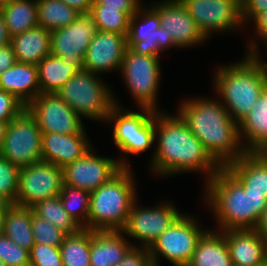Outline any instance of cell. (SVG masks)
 <instances>
[{
    "label": "cell",
    "instance_id": "obj_49",
    "mask_svg": "<svg viewBox=\"0 0 267 266\" xmlns=\"http://www.w3.org/2000/svg\"><path fill=\"white\" fill-rule=\"evenodd\" d=\"M9 206H0V236L4 235L5 217Z\"/></svg>",
    "mask_w": 267,
    "mask_h": 266
},
{
    "label": "cell",
    "instance_id": "obj_18",
    "mask_svg": "<svg viewBox=\"0 0 267 266\" xmlns=\"http://www.w3.org/2000/svg\"><path fill=\"white\" fill-rule=\"evenodd\" d=\"M148 3L158 12L161 27L171 35L177 48L185 50L209 44L180 0H150Z\"/></svg>",
    "mask_w": 267,
    "mask_h": 266
},
{
    "label": "cell",
    "instance_id": "obj_6",
    "mask_svg": "<svg viewBox=\"0 0 267 266\" xmlns=\"http://www.w3.org/2000/svg\"><path fill=\"white\" fill-rule=\"evenodd\" d=\"M116 93L113 92L115 106L108 115L106 125L112 129L111 140L114 146L117 147L118 152H122L117 159L122 167L131 168L130 155L138 157L153 149L148 161L150 163L155 152V148L152 147H155V114L157 112L149 108H134V110L125 108Z\"/></svg>",
    "mask_w": 267,
    "mask_h": 266
},
{
    "label": "cell",
    "instance_id": "obj_43",
    "mask_svg": "<svg viewBox=\"0 0 267 266\" xmlns=\"http://www.w3.org/2000/svg\"><path fill=\"white\" fill-rule=\"evenodd\" d=\"M142 0H93L92 6H105V8H118L130 18L137 13L144 4Z\"/></svg>",
    "mask_w": 267,
    "mask_h": 266
},
{
    "label": "cell",
    "instance_id": "obj_1",
    "mask_svg": "<svg viewBox=\"0 0 267 266\" xmlns=\"http://www.w3.org/2000/svg\"><path fill=\"white\" fill-rule=\"evenodd\" d=\"M169 112L155 114V152L148 170L160 179L174 178L181 173H199L204 176L202 183L205 184L221 166L181 117L176 112Z\"/></svg>",
    "mask_w": 267,
    "mask_h": 266
},
{
    "label": "cell",
    "instance_id": "obj_19",
    "mask_svg": "<svg viewBox=\"0 0 267 266\" xmlns=\"http://www.w3.org/2000/svg\"><path fill=\"white\" fill-rule=\"evenodd\" d=\"M127 47L126 36L98 30L87 48L84 69L100 76L119 73Z\"/></svg>",
    "mask_w": 267,
    "mask_h": 266
},
{
    "label": "cell",
    "instance_id": "obj_50",
    "mask_svg": "<svg viewBox=\"0 0 267 266\" xmlns=\"http://www.w3.org/2000/svg\"><path fill=\"white\" fill-rule=\"evenodd\" d=\"M8 122L0 121V148L2 147Z\"/></svg>",
    "mask_w": 267,
    "mask_h": 266
},
{
    "label": "cell",
    "instance_id": "obj_41",
    "mask_svg": "<svg viewBox=\"0 0 267 266\" xmlns=\"http://www.w3.org/2000/svg\"><path fill=\"white\" fill-rule=\"evenodd\" d=\"M25 108L26 106L15 96L0 89V121L10 122Z\"/></svg>",
    "mask_w": 267,
    "mask_h": 266
},
{
    "label": "cell",
    "instance_id": "obj_27",
    "mask_svg": "<svg viewBox=\"0 0 267 266\" xmlns=\"http://www.w3.org/2000/svg\"><path fill=\"white\" fill-rule=\"evenodd\" d=\"M186 266H233L225 236L220 231L208 229L197 242Z\"/></svg>",
    "mask_w": 267,
    "mask_h": 266
},
{
    "label": "cell",
    "instance_id": "obj_36",
    "mask_svg": "<svg viewBox=\"0 0 267 266\" xmlns=\"http://www.w3.org/2000/svg\"><path fill=\"white\" fill-rule=\"evenodd\" d=\"M20 168L0 155V196L15 204L19 187Z\"/></svg>",
    "mask_w": 267,
    "mask_h": 266
},
{
    "label": "cell",
    "instance_id": "obj_12",
    "mask_svg": "<svg viewBox=\"0 0 267 266\" xmlns=\"http://www.w3.org/2000/svg\"><path fill=\"white\" fill-rule=\"evenodd\" d=\"M180 1L208 41L214 34L220 36L237 30L247 32L241 18V0Z\"/></svg>",
    "mask_w": 267,
    "mask_h": 266
},
{
    "label": "cell",
    "instance_id": "obj_29",
    "mask_svg": "<svg viewBox=\"0 0 267 266\" xmlns=\"http://www.w3.org/2000/svg\"><path fill=\"white\" fill-rule=\"evenodd\" d=\"M37 67L41 93H56L78 71L73 66H65L61 57L51 53Z\"/></svg>",
    "mask_w": 267,
    "mask_h": 266
},
{
    "label": "cell",
    "instance_id": "obj_21",
    "mask_svg": "<svg viewBox=\"0 0 267 266\" xmlns=\"http://www.w3.org/2000/svg\"><path fill=\"white\" fill-rule=\"evenodd\" d=\"M233 266H267V242L254 229L220 231Z\"/></svg>",
    "mask_w": 267,
    "mask_h": 266
},
{
    "label": "cell",
    "instance_id": "obj_20",
    "mask_svg": "<svg viewBox=\"0 0 267 266\" xmlns=\"http://www.w3.org/2000/svg\"><path fill=\"white\" fill-rule=\"evenodd\" d=\"M87 128L78 134L42 133V161L62 169L92 148Z\"/></svg>",
    "mask_w": 267,
    "mask_h": 266
},
{
    "label": "cell",
    "instance_id": "obj_52",
    "mask_svg": "<svg viewBox=\"0 0 267 266\" xmlns=\"http://www.w3.org/2000/svg\"><path fill=\"white\" fill-rule=\"evenodd\" d=\"M11 203L6 202L1 196H0V206H10Z\"/></svg>",
    "mask_w": 267,
    "mask_h": 266
},
{
    "label": "cell",
    "instance_id": "obj_51",
    "mask_svg": "<svg viewBox=\"0 0 267 266\" xmlns=\"http://www.w3.org/2000/svg\"><path fill=\"white\" fill-rule=\"evenodd\" d=\"M14 0H0V8L3 6L8 5L9 3L13 2Z\"/></svg>",
    "mask_w": 267,
    "mask_h": 266
},
{
    "label": "cell",
    "instance_id": "obj_38",
    "mask_svg": "<svg viewBox=\"0 0 267 266\" xmlns=\"http://www.w3.org/2000/svg\"><path fill=\"white\" fill-rule=\"evenodd\" d=\"M252 23V24H251ZM253 28H251V26ZM247 30H253L252 36L250 34L248 40H246L245 54L249 55H259L262 54L259 43L263 44L264 47L267 46V10L257 14L245 27ZM251 28V29H248ZM254 33V34H253ZM251 37V38H250ZM261 41V42H260Z\"/></svg>",
    "mask_w": 267,
    "mask_h": 266
},
{
    "label": "cell",
    "instance_id": "obj_24",
    "mask_svg": "<svg viewBox=\"0 0 267 266\" xmlns=\"http://www.w3.org/2000/svg\"><path fill=\"white\" fill-rule=\"evenodd\" d=\"M0 89L27 106L41 94L37 65L17 61L0 75Z\"/></svg>",
    "mask_w": 267,
    "mask_h": 266
},
{
    "label": "cell",
    "instance_id": "obj_26",
    "mask_svg": "<svg viewBox=\"0 0 267 266\" xmlns=\"http://www.w3.org/2000/svg\"><path fill=\"white\" fill-rule=\"evenodd\" d=\"M51 32L42 26H36L11 38L16 60L38 65L50 53Z\"/></svg>",
    "mask_w": 267,
    "mask_h": 266
},
{
    "label": "cell",
    "instance_id": "obj_8",
    "mask_svg": "<svg viewBox=\"0 0 267 266\" xmlns=\"http://www.w3.org/2000/svg\"><path fill=\"white\" fill-rule=\"evenodd\" d=\"M158 56H140L128 47L119 74L125 83L126 91L138 108H149L156 112H166L158 104L162 68Z\"/></svg>",
    "mask_w": 267,
    "mask_h": 266
},
{
    "label": "cell",
    "instance_id": "obj_16",
    "mask_svg": "<svg viewBox=\"0 0 267 266\" xmlns=\"http://www.w3.org/2000/svg\"><path fill=\"white\" fill-rule=\"evenodd\" d=\"M42 133L78 134L85 123L56 93H41L27 106Z\"/></svg>",
    "mask_w": 267,
    "mask_h": 266
},
{
    "label": "cell",
    "instance_id": "obj_10",
    "mask_svg": "<svg viewBox=\"0 0 267 266\" xmlns=\"http://www.w3.org/2000/svg\"><path fill=\"white\" fill-rule=\"evenodd\" d=\"M155 203L153 206L145 207L137 199L131 207L122 232L127 238L129 237L128 240L130 238L135 240L134 243L131 242L132 246L149 249L155 240L184 213L171 199H162Z\"/></svg>",
    "mask_w": 267,
    "mask_h": 266
},
{
    "label": "cell",
    "instance_id": "obj_14",
    "mask_svg": "<svg viewBox=\"0 0 267 266\" xmlns=\"http://www.w3.org/2000/svg\"><path fill=\"white\" fill-rule=\"evenodd\" d=\"M64 183L63 169L40 161L20 168L15 204L32 208L37 203L59 196Z\"/></svg>",
    "mask_w": 267,
    "mask_h": 266
},
{
    "label": "cell",
    "instance_id": "obj_40",
    "mask_svg": "<svg viewBox=\"0 0 267 266\" xmlns=\"http://www.w3.org/2000/svg\"><path fill=\"white\" fill-rule=\"evenodd\" d=\"M29 256L30 266H63L59 247L35 243Z\"/></svg>",
    "mask_w": 267,
    "mask_h": 266
},
{
    "label": "cell",
    "instance_id": "obj_30",
    "mask_svg": "<svg viewBox=\"0 0 267 266\" xmlns=\"http://www.w3.org/2000/svg\"><path fill=\"white\" fill-rule=\"evenodd\" d=\"M0 12L11 37L38 26L36 0H14L0 8Z\"/></svg>",
    "mask_w": 267,
    "mask_h": 266
},
{
    "label": "cell",
    "instance_id": "obj_17",
    "mask_svg": "<svg viewBox=\"0 0 267 266\" xmlns=\"http://www.w3.org/2000/svg\"><path fill=\"white\" fill-rule=\"evenodd\" d=\"M122 168L116 156L100 155L96 147L92 146L81 158L63 168L64 184L91 193Z\"/></svg>",
    "mask_w": 267,
    "mask_h": 266
},
{
    "label": "cell",
    "instance_id": "obj_3",
    "mask_svg": "<svg viewBox=\"0 0 267 266\" xmlns=\"http://www.w3.org/2000/svg\"><path fill=\"white\" fill-rule=\"evenodd\" d=\"M202 188L204 206L213 214V229L217 231L255 229L267 206L266 195L247 193L226 167H221Z\"/></svg>",
    "mask_w": 267,
    "mask_h": 266
},
{
    "label": "cell",
    "instance_id": "obj_22",
    "mask_svg": "<svg viewBox=\"0 0 267 266\" xmlns=\"http://www.w3.org/2000/svg\"><path fill=\"white\" fill-rule=\"evenodd\" d=\"M238 126L246 152H267V78L259 99Z\"/></svg>",
    "mask_w": 267,
    "mask_h": 266
},
{
    "label": "cell",
    "instance_id": "obj_42",
    "mask_svg": "<svg viewBox=\"0 0 267 266\" xmlns=\"http://www.w3.org/2000/svg\"><path fill=\"white\" fill-rule=\"evenodd\" d=\"M117 266H154L148 248L132 246Z\"/></svg>",
    "mask_w": 267,
    "mask_h": 266
},
{
    "label": "cell",
    "instance_id": "obj_34",
    "mask_svg": "<svg viewBox=\"0 0 267 266\" xmlns=\"http://www.w3.org/2000/svg\"><path fill=\"white\" fill-rule=\"evenodd\" d=\"M59 198L67 213L82 228L88 229L90 193L63 183Z\"/></svg>",
    "mask_w": 267,
    "mask_h": 266
},
{
    "label": "cell",
    "instance_id": "obj_45",
    "mask_svg": "<svg viewBox=\"0 0 267 266\" xmlns=\"http://www.w3.org/2000/svg\"><path fill=\"white\" fill-rule=\"evenodd\" d=\"M17 62L12 44L0 47V75Z\"/></svg>",
    "mask_w": 267,
    "mask_h": 266
},
{
    "label": "cell",
    "instance_id": "obj_47",
    "mask_svg": "<svg viewBox=\"0 0 267 266\" xmlns=\"http://www.w3.org/2000/svg\"><path fill=\"white\" fill-rule=\"evenodd\" d=\"M254 230L267 242V206L263 210Z\"/></svg>",
    "mask_w": 267,
    "mask_h": 266
},
{
    "label": "cell",
    "instance_id": "obj_48",
    "mask_svg": "<svg viewBox=\"0 0 267 266\" xmlns=\"http://www.w3.org/2000/svg\"><path fill=\"white\" fill-rule=\"evenodd\" d=\"M11 38L12 37L10 36V33L8 31L5 19L0 12V47L10 44Z\"/></svg>",
    "mask_w": 267,
    "mask_h": 266
},
{
    "label": "cell",
    "instance_id": "obj_4",
    "mask_svg": "<svg viewBox=\"0 0 267 266\" xmlns=\"http://www.w3.org/2000/svg\"><path fill=\"white\" fill-rule=\"evenodd\" d=\"M263 55L244 54L234 63L217 64L212 72V89L239 124L260 97L267 78Z\"/></svg>",
    "mask_w": 267,
    "mask_h": 266
},
{
    "label": "cell",
    "instance_id": "obj_9",
    "mask_svg": "<svg viewBox=\"0 0 267 266\" xmlns=\"http://www.w3.org/2000/svg\"><path fill=\"white\" fill-rule=\"evenodd\" d=\"M200 218L183 213L149 248L154 266H161L162 259L172 266H186L195 251L196 244L209 229Z\"/></svg>",
    "mask_w": 267,
    "mask_h": 266
},
{
    "label": "cell",
    "instance_id": "obj_5",
    "mask_svg": "<svg viewBox=\"0 0 267 266\" xmlns=\"http://www.w3.org/2000/svg\"><path fill=\"white\" fill-rule=\"evenodd\" d=\"M133 168H122L109 181L90 193L88 229L122 231L131 207L138 199V180ZM137 183V184H136Z\"/></svg>",
    "mask_w": 267,
    "mask_h": 266
},
{
    "label": "cell",
    "instance_id": "obj_53",
    "mask_svg": "<svg viewBox=\"0 0 267 266\" xmlns=\"http://www.w3.org/2000/svg\"><path fill=\"white\" fill-rule=\"evenodd\" d=\"M0 266H6L3 261L0 260Z\"/></svg>",
    "mask_w": 267,
    "mask_h": 266
},
{
    "label": "cell",
    "instance_id": "obj_11",
    "mask_svg": "<svg viewBox=\"0 0 267 266\" xmlns=\"http://www.w3.org/2000/svg\"><path fill=\"white\" fill-rule=\"evenodd\" d=\"M42 132L25 108L8 122L0 155L19 168L42 161Z\"/></svg>",
    "mask_w": 267,
    "mask_h": 266
},
{
    "label": "cell",
    "instance_id": "obj_33",
    "mask_svg": "<svg viewBox=\"0 0 267 266\" xmlns=\"http://www.w3.org/2000/svg\"><path fill=\"white\" fill-rule=\"evenodd\" d=\"M32 210L35 215L53 224L67 235L75 234L82 228L64 209L59 196L37 203Z\"/></svg>",
    "mask_w": 267,
    "mask_h": 266
},
{
    "label": "cell",
    "instance_id": "obj_13",
    "mask_svg": "<svg viewBox=\"0 0 267 266\" xmlns=\"http://www.w3.org/2000/svg\"><path fill=\"white\" fill-rule=\"evenodd\" d=\"M128 48L140 56H158L176 49L171 35L161 27L158 12L144 3L129 20L126 36Z\"/></svg>",
    "mask_w": 267,
    "mask_h": 266
},
{
    "label": "cell",
    "instance_id": "obj_2",
    "mask_svg": "<svg viewBox=\"0 0 267 266\" xmlns=\"http://www.w3.org/2000/svg\"><path fill=\"white\" fill-rule=\"evenodd\" d=\"M192 96L178 101L176 112L206 151L221 166L242 157L246 151L241 143L238 124L229 116L220 99Z\"/></svg>",
    "mask_w": 267,
    "mask_h": 266
},
{
    "label": "cell",
    "instance_id": "obj_37",
    "mask_svg": "<svg viewBox=\"0 0 267 266\" xmlns=\"http://www.w3.org/2000/svg\"><path fill=\"white\" fill-rule=\"evenodd\" d=\"M31 228L35 243L45 244L47 246L60 247L67 236L66 233L34 213L32 214Z\"/></svg>",
    "mask_w": 267,
    "mask_h": 266
},
{
    "label": "cell",
    "instance_id": "obj_35",
    "mask_svg": "<svg viewBox=\"0 0 267 266\" xmlns=\"http://www.w3.org/2000/svg\"><path fill=\"white\" fill-rule=\"evenodd\" d=\"M89 15L99 31H109L127 36L130 17L118 8L91 6Z\"/></svg>",
    "mask_w": 267,
    "mask_h": 266
},
{
    "label": "cell",
    "instance_id": "obj_7",
    "mask_svg": "<svg viewBox=\"0 0 267 266\" xmlns=\"http://www.w3.org/2000/svg\"><path fill=\"white\" fill-rule=\"evenodd\" d=\"M114 90L100 75L83 69L77 71L56 94L82 119L106 124L115 106Z\"/></svg>",
    "mask_w": 267,
    "mask_h": 266
},
{
    "label": "cell",
    "instance_id": "obj_25",
    "mask_svg": "<svg viewBox=\"0 0 267 266\" xmlns=\"http://www.w3.org/2000/svg\"><path fill=\"white\" fill-rule=\"evenodd\" d=\"M132 247L122 231H92L90 266H117Z\"/></svg>",
    "mask_w": 267,
    "mask_h": 266
},
{
    "label": "cell",
    "instance_id": "obj_28",
    "mask_svg": "<svg viewBox=\"0 0 267 266\" xmlns=\"http://www.w3.org/2000/svg\"><path fill=\"white\" fill-rule=\"evenodd\" d=\"M32 208L11 204L5 217L4 235L30 252L35 244L31 228Z\"/></svg>",
    "mask_w": 267,
    "mask_h": 266
},
{
    "label": "cell",
    "instance_id": "obj_23",
    "mask_svg": "<svg viewBox=\"0 0 267 266\" xmlns=\"http://www.w3.org/2000/svg\"><path fill=\"white\" fill-rule=\"evenodd\" d=\"M249 194L266 195L267 152H246L239 159L225 166Z\"/></svg>",
    "mask_w": 267,
    "mask_h": 266
},
{
    "label": "cell",
    "instance_id": "obj_15",
    "mask_svg": "<svg viewBox=\"0 0 267 266\" xmlns=\"http://www.w3.org/2000/svg\"><path fill=\"white\" fill-rule=\"evenodd\" d=\"M97 31L89 14H79L70 25L51 32V54L61 57L65 66L83 70L87 48Z\"/></svg>",
    "mask_w": 267,
    "mask_h": 266
},
{
    "label": "cell",
    "instance_id": "obj_39",
    "mask_svg": "<svg viewBox=\"0 0 267 266\" xmlns=\"http://www.w3.org/2000/svg\"><path fill=\"white\" fill-rule=\"evenodd\" d=\"M0 260L6 266H30L29 251L16 245L5 235L0 236Z\"/></svg>",
    "mask_w": 267,
    "mask_h": 266
},
{
    "label": "cell",
    "instance_id": "obj_44",
    "mask_svg": "<svg viewBox=\"0 0 267 266\" xmlns=\"http://www.w3.org/2000/svg\"><path fill=\"white\" fill-rule=\"evenodd\" d=\"M267 10V0H241V18L244 26L259 13Z\"/></svg>",
    "mask_w": 267,
    "mask_h": 266
},
{
    "label": "cell",
    "instance_id": "obj_31",
    "mask_svg": "<svg viewBox=\"0 0 267 266\" xmlns=\"http://www.w3.org/2000/svg\"><path fill=\"white\" fill-rule=\"evenodd\" d=\"M38 26L50 32L70 25L79 13L60 0H36Z\"/></svg>",
    "mask_w": 267,
    "mask_h": 266
},
{
    "label": "cell",
    "instance_id": "obj_32",
    "mask_svg": "<svg viewBox=\"0 0 267 266\" xmlns=\"http://www.w3.org/2000/svg\"><path fill=\"white\" fill-rule=\"evenodd\" d=\"M59 248L63 266H90L91 230L67 235Z\"/></svg>",
    "mask_w": 267,
    "mask_h": 266
},
{
    "label": "cell",
    "instance_id": "obj_46",
    "mask_svg": "<svg viewBox=\"0 0 267 266\" xmlns=\"http://www.w3.org/2000/svg\"><path fill=\"white\" fill-rule=\"evenodd\" d=\"M72 7L79 14H89L93 0H60Z\"/></svg>",
    "mask_w": 267,
    "mask_h": 266
}]
</instances>
